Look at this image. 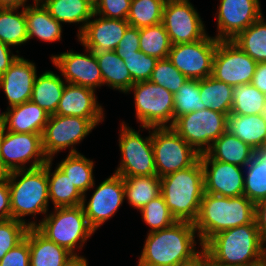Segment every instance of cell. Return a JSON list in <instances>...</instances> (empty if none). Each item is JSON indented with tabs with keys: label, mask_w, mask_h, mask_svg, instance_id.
<instances>
[{
	"label": "cell",
	"mask_w": 266,
	"mask_h": 266,
	"mask_svg": "<svg viewBox=\"0 0 266 266\" xmlns=\"http://www.w3.org/2000/svg\"><path fill=\"white\" fill-rule=\"evenodd\" d=\"M202 249L194 223L176 221L168 228L147 233L137 266H177L192 260Z\"/></svg>",
	"instance_id": "obj_1"
},
{
	"label": "cell",
	"mask_w": 266,
	"mask_h": 266,
	"mask_svg": "<svg viewBox=\"0 0 266 266\" xmlns=\"http://www.w3.org/2000/svg\"><path fill=\"white\" fill-rule=\"evenodd\" d=\"M203 250L223 266H256L266 260V242L256 223L224 230L212 236Z\"/></svg>",
	"instance_id": "obj_2"
},
{
	"label": "cell",
	"mask_w": 266,
	"mask_h": 266,
	"mask_svg": "<svg viewBox=\"0 0 266 266\" xmlns=\"http://www.w3.org/2000/svg\"><path fill=\"white\" fill-rule=\"evenodd\" d=\"M254 215L255 204L244 195L224 197L204 192L194 227L204 245L224 230L255 223Z\"/></svg>",
	"instance_id": "obj_3"
},
{
	"label": "cell",
	"mask_w": 266,
	"mask_h": 266,
	"mask_svg": "<svg viewBox=\"0 0 266 266\" xmlns=\"http://www.w3.org/2000/svg\"><path fill=\"white\" fill-rule=\"evenodd\" d=\"M12 219L27 224L37 225L36 219L26 222L25 216L46 215L49 210V187L47 179V162L44 166L32 169L16 170L6 173Z\"/></svg>",
	"instance_id": "obj_4"
},
{
	"label": "cell",
	"mask_w": 266,
	"mask_h": 266,
	"mask_svg": "<svg viewBox=\"0 0 266 266\" xmlns=\"http://www.w3.org/2000/svg\"><path fill=\"white\" fill-rule=\"evenodd\" d=\"M161 195L176 221L194 223L204 194L200 158L190 167L160 178Z\"/></svg>",
	"instance_id": "obj_5"
},
{
	"label": "cell",
	"mask_w": 266,
	"mask_h": 266,
	"mask_svg": "<svg viewBox=\"0 0 266 266\" xmlns=\"http://www.w3.org/2000/svg\"><path fill=\"white\" fill-rule=\"evenodd\" d=\"M47 213L35 228L47 239L64 247L76 258L84 256L76 253L95 233L90 227L81 205L75 207H57Z\"/></svg>",
	"instance_id": "obj_6"
},
{
	"label": "cell",
	"mask_w": 266,
	"mask_h": 266,
	"mask_svg": "<svg viewBox=\"0 0 266 266\" xmlns=\"http://www.w3.org/2000/svg\"><path fill=\"white\" fill-rule=\"evenodd\" d=\"M119 149L121 161L114 173L121 177L157 176L152 147V127H142L149 136L142 137L140 129L136 131L124 121L120 124Z\"/></svg>",
	"instance_id": "obj_7"
},
{
	"label": "cell",
	"mask_w": 266,
	"mask_h": 266,
	"mask_svg": "<svg viewBox=\"0 0 266 266\" xmlns=\"http://www.w3.org/2000/svg\"><path fill=\"white\" fill-rule=\"evenodd\" d=\"M134 93L135 115L139 127H171L174 123V94L151 81L137 82Z\"/></svg>",
	"instance_id": "obj_8"
},
{
	"label": "cell",
	"mask_w": 266,
	"mask_h": 266,
	"mask_svg": "<svg viewBox=\"0 0 266 266\" xmlns=\"http://www.w3.org/2000/svg\"><path fill=\"white\" fill-rule=\"evenodd\" d=\"M152 147L158 177L192 166L200 154L171 127H152Z\"/></svg>",
	"instance_id": "obj_9"
},
{
	"label": "cell",
	"mask_w": 266,
	"mask_h": 266,
	"mask_svg": "<svg viewBox=\"0 0 266 266\" xmlns=\"http://www.w3.org/2000/svg\"><path fill=\"white\" fill-rule=\"evenodd\" d=\"M102 121L104 119L50 115L42 133V145L45 155L49 160L53 161L58 152L68 147H71L69 153H79L75 145L81 143Z\"/></svg>",
	"instance_id": "obj_10"
},
{
	"label": "cell",
	"mask_w": 266,
	"mask_h": 266,
	"mask_svg": "<svg viewBox=\"0 0 266 266\" xmlns=\"http://www.w3.org/2000/svg\"><path fill=\"white\" fill-rule=\"evenodd\" d=\"M226 127L227 115L210 109L177 117L171 126L199 154L205 153Z\"/></svg>",
	"instance_id": "obj_11"
},
{
	"label": "cell",
	"mask_w": 266,
	"mask_h": 266,
	"mask_svg": "<svg viewBox=\"0 0 266 266\" xmlns=\"http://www.w3.org/2000/svg\"><path fill=\"white\" fill-rule=\"evenodd\" d=\"M1 175L44 166L49 160L44 153L42 134L5 132L0 150ZM31 161V162H30ZM28 163V167L26 166Z\"/></svg>",
	"instance_id": "obj_12"
},
{
	"label": "cell",
	"mask_w": 266,
	"mask_h": 266,
	"mask_svg": "<svg viewBox=\"0 0 266 266\" xmlns=\"http://www.w3.org/2000/svg\"><path fill=\"white\" fill-rule=\"evenodd\" d=\"M162 24L172 45L193 43L207 35L204 22L190 0H166Z\"/></svg>",
	"instance_id": "obj_13"
},
{
	"label": "cell",
	"mask_w": 266,
	"mask_h": 266,
	"mask_svg": "<svg viewBox=\"0 0 266 266\" xmlns=\"http://www.w3.org/2000/svg\"><path fill=\"white\" fill-rule=\"evenodd\" d=\"M257 64L231 40H219L213 57L212 77L232 87L250 84Z\"/></svg>",
	"instance_id": "obj_14"
},
{
	"label": "cell",
	"mask_w": 266,
	"mask_h": 266,
	"mask_svg": "<svg viewBox=\"0 0 266 266\" xmlns=\"http://www.w3.org/2000/svg\"><path fill=\"white\" fill-rule=\"evenodd\" d=\"M218 39L208 34L193 43L174 44L168 59L174 67L191 80L212 76L213 57Z\"/></svg>",
	"instance_id": "obj_15"
},
{
	"label": "cell",
	"mask_w": 266,
	"mask_h": 266,
	"mask_svg": "<svg viewBox=\"0 0 266 266\" xmlns=\"http://www.w3.org/2000/svg\"><path fill=\"white\" fill-rule=\"evenodd\" d=\"M93 191L89 201L83 195L81 206L90 227L96 232L118 212L125 200L123 177L113 173Z\"/></svg>",
	"instance_id": "obj_16"
},
{
	"label": "cell",
	"mask_w": 266,
	"mask_h": 266,
	"mask_svg": "<svg viewBox=\"0 0 266 266\" xmlns=\"http://www.w3.org/2000/svg\"><path fill=\"white\" fill-rule=\"evenodd\" d=\"M84 49L85 54L70 50L51 55V61L66 83L96 90L103 86V77L95 53L87 48Z\"/></svg>",
	"instance_id": "obj_17"
},
{
	"label": "cell",
	"mask_w": 266,
	"mask_h": 266,
	"mask_svg": "<svg viewBox=\"0 0 266 266\" xmlns=\"http://www.w3.org/2000/svg\"><path fill=\"white\" fill-rule=\"evenodd\" d=\"M259 0H220L216 11L218 40H232L262 16Z\"/></svg>",
	"instance_id": "obj_18"
},
{
	"label": "cell",
	"mask_w": 266,
	"mask_h": 266,
	"mask_svg": "<svg viewBox=\"0 0 266 266\" xmlns=\"http://www.w3.org/2000/svg\"><path fill=\"white\" fill-rule=\"evenodd\" d=\"M204 173V192L224 197L244 195V168L200 154Z\"/></svg>",
	"instance_id": "obj_19"
},
{
	"label": "cell",
	"mask_w": 266,
	"mask_h": 266,
	"mask_svg": "<svg viewBox=\"0 0 266 266\" xmlns=\"http://www.w3.org/2000/svg\"><path fill=\"white\" fill-rule=\"evenodd\" d=\"M92 18L77 36V40L84 48L93 52L115 51L125 31L130 26L128 21L98 17L95 13Z\"/></svg>",
	"instance_id": "obj_20"
},
{
	"label": "cell",
	"mask_w": 266,
	"mask_h": 266,
	"mask_svg": "<svg viewBox=\"0 0 266 266\" xmlns=\"http://www.w3.org/2000/svg\"><path fill=\"white\" fill-rule=\"evenodd\" d=\"M36 68L35 63L19 55L0 76V88L4 91L9 104L7 108L30 101L37 76Z\"/></svg>",
	"instance_id": "obj_21"
},
{
	"label": "cell",
	"mask_w": 266,
	"mask_h": 266,
	"mask_svg": "<svg viewBox=\"0 0 266 266\" xmlns=\"http://www.w3.org/2000/svg\"><path fill=\"white\" fill-rule=\"evenodd\" d=\"M96 91L83 86L65 84L56 115L86 119H104L105 108L97 101Z\"/></svg>",
	"instance_id": "obj_22"
},
{
	"label": "cell",
	"mask_w": 266,
	"mask_h": 266,
	"mask_svg": "<svg viewBox=\"0 0 266 266\" xmlns=\"http://www.w3.org/2000/svg\"><path fill=\"white\" fill-rule=\"evenodd\" d=\"M5 129L16 133L42 134L50 115L32 101L7 108L1 112Z\"/></svg>",
	"instance_id": "obj_23"
},
{
	"label": "cell",
	"mask_w": 266,
	"mask_h": 266,
	"mask_svg": "<svg viewBox=\"0 0 266 266\" xmlns=\"http://www.w3.org/2000/svg\"><path fill=\"white\" fill-rule=\"evenodd\" d=\"M30 266H68L76 257L64 247L29 227Z\"/></svg>",
	"instance_id": "obj_24"
},
{
	"label": "cell",
	"mask_w": 266,
	"mask_h": 266,
	"mask_svg": "<svg viewBox=\"0 0 266 266\" xmlns=\"http://www.w3.org/2000/svg\"><path fill=\"white\" fill-rule=\"evenodd\" d=\"M226 131L235 135L254 151L266 144V114L227 116Z\"/></svg>",
	"instance_id": "obj_25"
},
{
	"label": "cell",
	"mask_w": 266,
	"mask_h": 266,
	"mask_svg": "<svg viewBox=\"0 0 266 266\" xmlns=\"http://www.w3.org/2000/svg\"><path fill=\"white\" fill-rule=\"evenodd\" d=\"M28 42L35 36L44 42L62 39V24L54 19L41 2L25 6Z\"/></svg>",
	"instance_id": "obj_26"
},
{
	"label": "cell",
	"mask_w": 266,
	"mask_h": 266,
	"mask_svg": "<svg viewBox=\"0 0 266 266\" xmlns=\"http://www.w3.org/2000/svg\"><path fill=\"white\" fill-rule=\"evenodd\" d=\"M206 153L214 160L245 167L256 151L235 135L225 131Z\"/></svg>",
	"instance_id": "obj_27"
},
{
	"label": "cell",
	"mask_w": 266,
	"mask_h": 266,
	"mask_svg": "<svg viewBox=\"0 0 266 266\" xmlns=\"http://www.w3.org/2000/svg\"><path fill=\"white\" fill-rule=\"evenodd\" d=\"M50 15L62 23H80L77 36L94 14V7L87 0H40Z\"/></svg>",
	"instance_id": "obj_28"
},
{
	"label": "cell",
	"mask_w": 266,
	"mask_h": 266,
	"mask_svg": "<svg viewBox=\"0 0 266 266\" xmlns=\"http://www.w3.org/2000/svg\"><path fill=\"white\" fill-rule=\"evenodd\" d=\"M94 53L103 77V86L106 85L110 89H115L126 94L134 85V81L123 59L115 51Z\"/></svg>",
	"instance_id": "obj_29"
},
{
	"label": "cell",
	"mask_w": 266,
	"mask_h": 266,
	"mask_svg": "<svg viewBox=\"0 0 266 266\" xmlns=\"http://www.w3.org/2000/svg\"><path fill=\"white\" fill-rule=\"evenodd\" d=\"M65 80L53 71L36 76L30 101L43 108L49 115L56 113L65 88Z\"/></svg>",
	"instance_id": "obj_30"
},
{
	"label": "cell",
	"mask_w": 266,
	"mask_h": 266,
	"mask_svg": "<svg viewBox=\"0 0 266 266\" xmlns=\"http://www.w3.org/2000/svg\"><path fill=\"white\" fill-rule=\"evenodd\" d=\"M52 161H47L49 200L54 207H75L82 203L83 194L72 184L67 176L56 166L51 172Z\"/></svg>",
	"instance_id": "obj_31"
},
{
	"label": "cell",
	"mask_w": 266,
	"mask_h": 266,
	"mask_svg": "<svg viewBox=\"0 0 266 266\" xmlns=\"http://www.w3.org/2000/svg\"><path fill=\"white\" fill-rule=\"evenodd\" d=\"M57 167L69 178L72 184L83 194L94 189V162L79 153H68L67 157L57 164Z\"/></svg>",
	"instance_id": "obj_32"
},
{
	"label": "cell",
	"mask_w": 266,
	"mask_h": 266,
	"mask_svg": "<svg viewBox=\"0 0 266 266\" xmlns=\"http://www.w3.org/2000/svg\"><path fill=\"white\" fill-rule=\"evenodd\" d=\"M125 199L134 209L140 211L151 200L161 195L160 177H123Z\"/></svg>",
	"instance_id": "obj_33"
},
{
	"label": "cell",
	"mask_w": 266,
	"mask_h": 266,
	"mask_svg": "<svg viewBox=\"0 0 266 266\" xmlns=\"http://www.w3.org/2000/svg\"><path fill=\"white\" fill-rule=\"evenodd\" d=\"M199 91L204 109L230 114L233 103V87L214 77L199 80Z\"/></svg>",
	"instance_id": "obj_34"
},
{
	"label": "cell",
	"mask_w": 266,
	"mask_h": 266,
	"mask_svg": "<svg viewBox=\"0 0 266 266\" xmlns=\"http://www.w3.org/2000/svg\"><path fill=\"white\" fill-rule=\"evenodd\" d=\"M0 8V41L10 47L28 42L25 7Z\"/></svg>",
	"instance_id": "obj_35"
},
{
	"label": "cell",
	"mask_w": 266,
	"mask_h": 266,
	"mask_svg": "<svg viewBox=\"0 0 266 266\" xmlns=\"http://www.w3.org/2000/svg\"><path fill=\"white\" fill-rule=\"evenodd\" d=\"M231 41L257 63L266 62V20L264 16L262 15L246 30L238 33Z\"/></svg>",
	"instance_id": "obj_36"
},
{
	"label": "cell",
	"mask_w": 266,
	"mask_h": 266,
	"mask_svg": "<svg viewBox=\"0 0 266 266\" xmlns=\"http://www.w3.org/2000/svg\"><path fill=\"white\" fill-rule=\"evenodd\" d=\"M230 113L235 115L266 114V94L251 83L233 87V103Z\"/></svg>",
	"instance_id": "obj_37"
},
{
	"label": "cell",
	"mask_w": 266,
	"mask_h": 266,
	"mask_svg": "<svg viewBox=\"0 0 266 266\" xmlns=\"http://www.w3.org/2000/svg\"><path fill=\"white\" fill-rule=\"evenodd\" d=\"M244 196L254 204L266 199V162L256 153L244 167Z\"/></svg>",
	"instance_id": "obj_38"
},
{
	"label": "cell",
	"mask_w": 266,
	"mask_h": 266,
	"mask_svg": "<svg viewBox=\"0 0 266 266\" xmlns=\"http://www.w3.org/2000/svg\"><path fill=\"white\" fill-rule=\"evenodd\" d=\"M166 0H131L127 21L131 27L143 28L162 23Z\"/></svg>",
	"instance_id": "obj_39"
},
{
	"label": "cell",
	"mask_w": 266,
	"mask_h": 266,
	"mask_svg": "<svg viewBox=\"0 0 266 266\" xmlns=\"http://www.w3.org/2000/svg\"><path fill=\"white\" fill-rule=\"evenodd\" d=\"M139 35L140 51L158 60L168 58L172 43L162 23L140 28Z\"/></svg>",
	"instance_id": "obj_40"
},
{
	"label": "cell",
	"mask_w": 266,
	"mask_h": 266,
	"mask_svg": "<svg viewBox=\"0 0 266 266\" xmlns=\"http://www.w3.org/2000/svg\"><path fill=\"white\" fill-rule=\"evenodd\" d=\"M204 109L199 91V80L189 79L174 93V120L185 114Z\"/></svg>",
	"instance_id": "obj_41"
},
{
	"label": "cell",
	"mask_w": 266,
	"mask_h": 266,
	"mask_svg": "<svg viewBox=\"0 0 266 266\" xmlns=\"http://www.w3.org/2000/svg\"><path fill=\"white\" fill-rule=\"evenodd\" d=\"M140 213L143 221L149 225L150 230L148 232L168 228L176 222L162 195L146 204Z\"/></svg>",
	"instance_id": "obj_42"
},
{
	"label": "cell",
	"mask_w": 266,
	"mask_h": 266,
	"mask_svg": "<svg viewBox=\"0 0 266 266\" xmlns=\"http://www.w3.org/2000/svg\"><path fill=\"white\" fill-rule=\"evenodd\" d=\"M189 79L178 71L172 62L166 59H159L152 71L149 81L164 87L173 94Z\"/></svg>",
	"instance_id": "obj_43"
},
{
	"label": "cell",
	"mask_w": 266,
	"mask_h": 266,
	"mask_svg": "<svg viewBox=\"0 0 266 266\" xmlns=\"http://www.w3.org/2000/svg\"><path fill=\"white\" fill-rule=\"evenodd\" d=\"M120 58L123 59L134 83L148 81L158 61L157 58L146 55L140 50L124 54Z\"/></svg>",
	"instance_id": "obj_44"
},
{
	"label": "cell",
	"mask_w": 266,
	"mask_h": 266,
	"mask_svg": "<svg viewBox=\"0 0 266 266\" xmlns=\"http://www.w3.org/2000/svg\"><path fill=\"white\" fill-rule=\"evenodd\" d=\"M28 229L27 224L12 218L0 220V260L25 239Z\"/></svg>",
	"instance_id": "obj_45"
},
{
	"label": "cell",
	"mask_w": 266,
	"mask_h": 266,
	"mask_svg": "<svg viewBox=\"0 0 266 266\" xmlns=\"http://www.w3.org/2000/svg\"><path fill=\"white\" fill-rule=\"evenodd\" d=\"M131 0H100L94 7V13L108 19L126 20Z\"/></svg>",
	"instance_id": "obj_46"
},
{
	"label": "cell",
	"mask_w": 266,
	"mask_h": 266,
	"mask_svg": "<svg viewBox=\"0 0 266 266\" xmlns=\"http://www.w3.org/2000/svg\"><path fill=\"white\" fill-rule=\"evenodd\" d=\"M0 266H30L29 229L25 239L3 256Z\"/></svg>",
	"instance_id": "obj_47"
},
{
	"label": "cell",
	"mask_w": 266,
	"mask_h": 266,
	"mask_svg": "<svg viewBox=\"0 0 266 266\" xmlns=\"http://www.w3.org/2000/svg\"><path fill=\"white\" fill-rule=\"evenodd\" d=\"M140 50L139 28L129 26L122 40L118 43L115 52L119 57L124 54L136 53Z\"/></svg>",
	"instance_id": "obj_48"
},
{
	"label": "cell",
	"mask_w": 266,
	"mask_h": 266,
	"mask_svg": "<svg viewBox=\"0 0 266 266\" xmlns=\"http://www.w3.org/2000/svg\"><path fill=\"white\" fill-rule=\"evenodd\" d=\"M10 191L5 175H0V220L11 219Z\"/></svg>",
	"instance_id": "obj_49"
},
{
	"label": "cell",
	"mask_w": 266,
	"mask_h": 266,
	"mask_svg": "<svg viewBox=\"0 0 266 266\" xmlns=\"http://www.w3.org/2000/svg\"><path fill=\"white\" fill-rule=\"evenodd\" d=\"M254 220L262 238L266 242V199L255 204Z\"/></svg>",
	"instance_id": "obj_50"
},
{
	"label": "cell",
	"mask_w": 266,
	"mask_h": 266,
	"mask_svg": "<svg viewBox=\"0 0 266 266\" xmlns=\"http://www.w3.org/2000/svg\"><path fill=\"white\" fill-rule=\"evenodd\" d=\"M10 46L0 41V76L5 73L19 55L13 54Z\"/></svg>",
	"instance_id": "obj_51"
},
{
	"label": "cell",
	"mask_w": 266,
	"mask_h": 266,
	"mask_svg": "<svg viewBox=\"0 0 266 266\" xmlns=\"http://www.w3.org/2000/svg\"><path fill=\"white\" fill-rule=\"evenodd\" d=\"M251 84L259 91L266 94V62L257 64Z\"/></svg>",
	"instance_id": "obj_52"
},
{
	"label": "cell",
	"mask_w": 266,
	"mask_h": 266,
	"mask_svg": "<svg viewBox=\"0 0 266 266\" xmlns=\"http://www.w3.org/2000/svg\"><path fill=\"white\" fill-rule=\"evenodd\" d=\"M177 266H208V255L202 249L201 252L196 255L192 260L185 263H181Z\"/></svg>",
	"instance_id": "obj_53"
},
{
	"label": "cell",
	"mask_w": 266,
	"mask_h": 266,
	"mask_svg": "<svg viewBox=\"0 0 266 266\" xmlns=\"http://www.w3.org/2000/svg\"><path fill=\"white\" fill-rule=\"evenodd\" d=\"M28 0H0V8H22L27 6ZM34 4L40 2V0H33Z\"/></svg>",
	"instance_id": "obj_54"
},
{
	"label": "cell",
	"mask_w": 266,
	"mask_h": 266,
	"mask_svg": "<svg viewBox=\"0 0 266 266\" xmlns=\"http://www.w3.org/2000/svg\"><path fill=\"white\" fill-rule=\"evenodd\" d=\"M5 132H6L5 124H4L2 117L0 116V150H1ZM0 175H1V158H0Z\"/></svg>",
	"instance_id": "obj_55"
},
{
	"label": "cell",
	"mask_w": 266,
	"mask_h": 266,
	"mask_svg": "<svg viewBox=\"0 0 266 266\" xmlns=\"http://www.w3.org/2000/svg\"><path fill=\"white\" fill-rule=\"evenodd\" d=\"M68 266H88L87 258H76Z\"/></svg>",
	"instance_id": "obj_56"
},
{
	"label": "cell",
	"mask_w": 266,
	"mask_h": 266,
	"mask_svg": "<svg viewBox=\"0 0 266 266\" xmlns=\"http://www.w3.org/2000/svg\"><path fill=\"white\" fill-rule=\"evenodd\" d=\"M256 154L266 162V144L260 148L259 150L256 151Z\"/></svg>",
	"instance_id": "obj_57"
},
{
	"label": "cell",
	"mask_w": 266,
	"mask_h": 266,
	"mask_svg": "<svg viewBox=\"0 0 266 266\" xmlns=\"http://www.w3.org/2000/svg\"><path fill=\"white\" fill-rule=\"evenodd\" d=\"M208 266H223V265H220V264H218V263H215V262L211 261V260L209 259V257H208Z\"/></svg>",
	"instance_id": "obj_58"
},
{
	"label": "cell",
	"mask_w": 266,
	"mask_h": 266,
	"mask_svg": "<svg viewBox=\"0 0 266 266\" xmlns=\"http://www.w3.org/2000/svg\"><path fill=\"white\" fill-rule=\"evenodd\" d=\"M93 7L100 1V0H87Z\"/></svg>",
	"instance_id": "obj_59"
},
{
	"label": "cell",
	"mask_w": 266,
	"mask_h": 266,
	"mask_svg": "<svg viewBox=\"0 0 266 266\" xmlns=\"http://www.w3.org/2000/svg\"><path fill=\"white\" fill-rule=\"evenodd\" d=\"M256 266H266V260L262 263H260L259 265H256Z\"/></svg>",
	"instance_id": "obj_60"
}]
</instances>
